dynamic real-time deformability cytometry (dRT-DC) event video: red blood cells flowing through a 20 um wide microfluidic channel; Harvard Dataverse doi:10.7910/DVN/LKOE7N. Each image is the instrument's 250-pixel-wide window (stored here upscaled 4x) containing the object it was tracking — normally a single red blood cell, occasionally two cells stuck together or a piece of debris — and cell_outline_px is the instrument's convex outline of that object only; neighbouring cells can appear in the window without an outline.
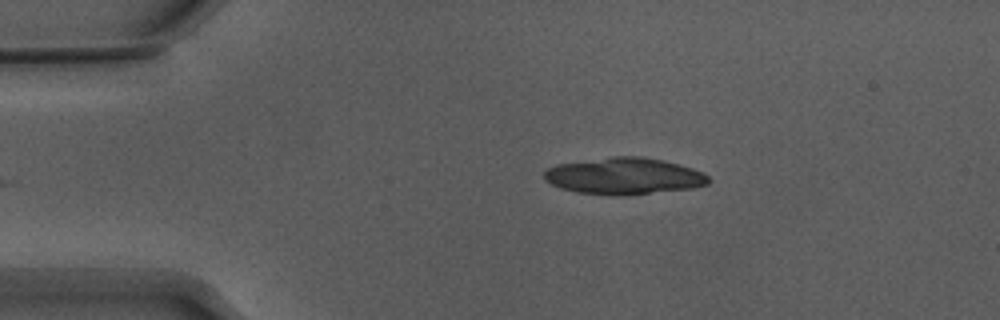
{"species": "Egyptian fruit bat (a non-hibernating species)", "species_latin": "Rousettus aegyptiacus", "temperature_condition": "warm", "stored_images_in_passage": 11, "camera_frame_rate_fps": 3000, "um_per_image_px": 0.085, "animal": {"sex": "male"}, "frame": {"image": 1, "passage_image": 1, "time_ms": 0.0, "image_size_px": [1000, 320], "cell_outline_px": [[712, 180], [708, 184], [692, 188], [624, 196], [612, 196], [576, 192], [560, 188], [544, 180], [544, 172], [548, 168], [556, 164], [612, 156], [640, 156], [680, 164], [704, 172]], "centroid_in_image_um": [53.05, 14.97], "position_along_channel_um": 32.0, "area_um2": 35.43}}